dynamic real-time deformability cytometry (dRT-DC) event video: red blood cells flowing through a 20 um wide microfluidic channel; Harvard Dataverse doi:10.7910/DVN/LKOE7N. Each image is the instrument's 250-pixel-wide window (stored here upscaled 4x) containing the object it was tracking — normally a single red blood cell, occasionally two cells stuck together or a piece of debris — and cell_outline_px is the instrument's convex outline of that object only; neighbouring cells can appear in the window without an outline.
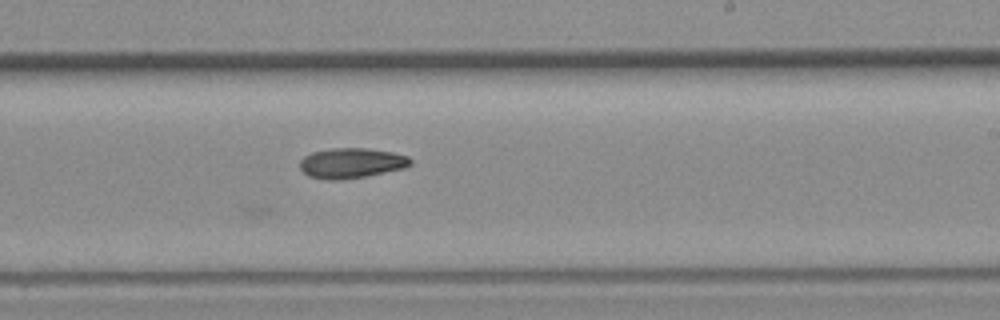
{"species": "common noctule bat (a hibernating species)", "species_latin": "Nyctalus noctula", "temperature_condition": "room temperature", "stored_images_in_passage": 32, "camera_frame_rate_fps": 3000, "um_per_image_px": 0.085, "animal": {"sex": "female", "body_mass_g": 19.3, "forearm_length_mm": 54.1}, "frame": {"image": 1, "passage_image": 16, "time_ms": 5.0, "image_size_px": [1000, 320], "cell_outline_px": [[412, 164], [404, 168], [364, 176], [340, 180], [328, 180], [308, 176], [300, 168], [300, 160], [304, 156], [312, 152], [332, 148], [368, 148], [392, 152], [408, 156], [412, 160]], "centroid_in_image_um": [29.86, 13.85], "position_along_channel_um": 259.1, "area_um2": 19.42}}
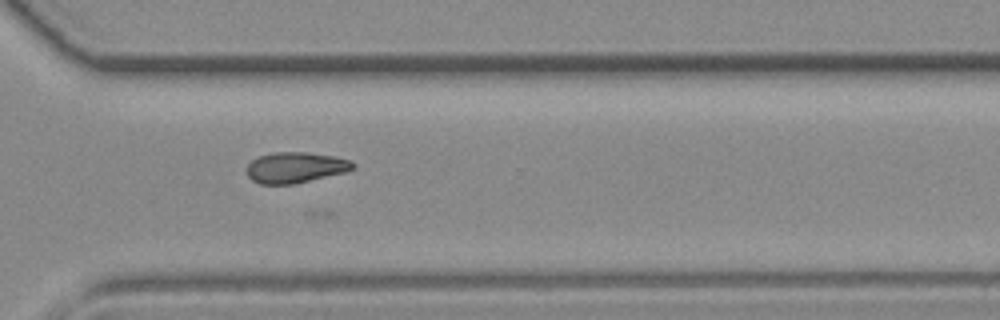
{"frame": {"image": 2, "passage_image": 21, "time_ms": 6.667, "image_size_px": [1000, 320], "cell_outline_px": [[356, 164], [352, 168], [344, 172], [292, 184], [260, 184], [252, 180], [248, 176], [248, 164], [256, 156], [272, 152], [304, 152], [332, 156], [352, 160]], "centroid_in_image_um": [25.08, 14.22], "position_along_channel_um": 345.5, "area_um2": 18.84}}
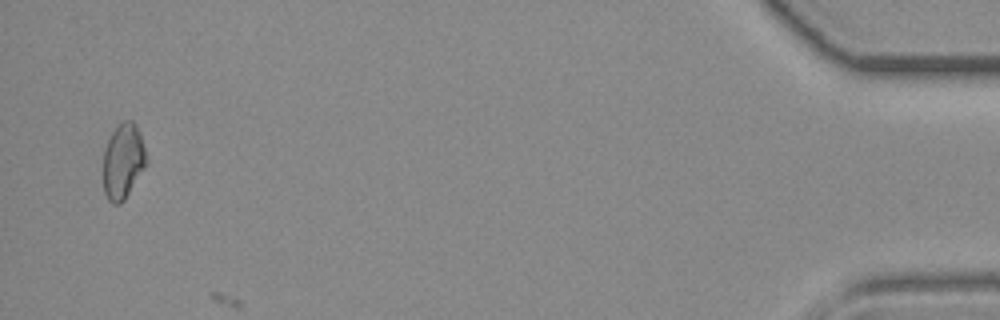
{"frame": {"image": 3, "passage_image": 31, "time_ms": 10.0, "image_size_px": [1000, 320], "cell_outline_px": [[148, 164], [124, 200], [120, 204], [112, 204], [108, 200], [104, 192], [104, 148], [116, 124], [124, 120], [132, 120], [136, 124], [140, 132], [148, 160]], "centroid_in_image_um": [10.48, 13.68], "position_along_channel_um": 424.7, "area_um2": 19.25}}